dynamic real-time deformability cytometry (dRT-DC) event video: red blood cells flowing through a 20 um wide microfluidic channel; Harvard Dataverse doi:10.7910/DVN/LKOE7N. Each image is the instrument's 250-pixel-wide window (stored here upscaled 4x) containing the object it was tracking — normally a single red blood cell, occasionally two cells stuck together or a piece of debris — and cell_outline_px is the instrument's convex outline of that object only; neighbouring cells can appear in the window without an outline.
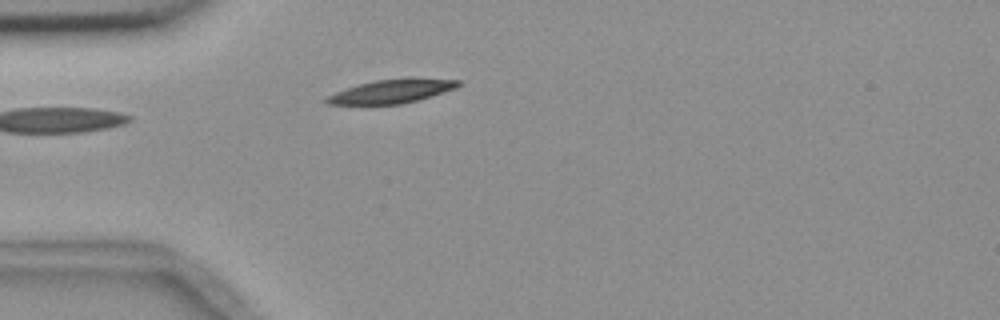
{"species": "common noctule bat (a hibernating species)", "species_latin": "Nyctalus noctula", "temperature_condition": "room temperature", "stored_images_in_passage": 1, "camera_frame_rate_fps": 3000, "um_per_image_px": 0.085, "animal": {"sex": "female", "body_mass_g": 18.4}, "frame": {"image": 1, "passage_image": 1, "time_ms": 0.0, "image_size_px": [1000, 320], "cell_outline_px": [[460, 84], [456, 88], [416, 100], [400, 104], [328, 104], [324, 100], [328, 96], [336, 92], [360, 84], [376, 80], [460, 80]], "centroid_in_image_um": [33.22, 7.8], "position_along_channel_um": 51.8, "area_um2": 16.94}}